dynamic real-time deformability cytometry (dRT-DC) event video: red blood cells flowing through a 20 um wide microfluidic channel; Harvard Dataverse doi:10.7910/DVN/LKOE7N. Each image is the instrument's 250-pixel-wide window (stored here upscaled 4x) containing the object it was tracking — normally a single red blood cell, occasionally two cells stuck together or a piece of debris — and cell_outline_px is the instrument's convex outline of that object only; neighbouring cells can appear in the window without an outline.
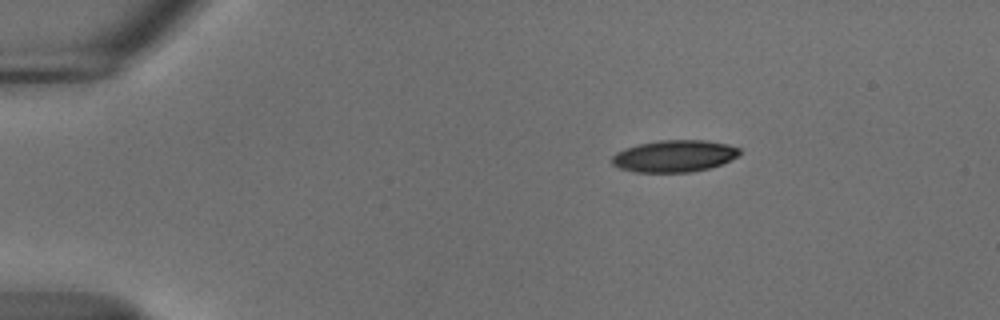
{"species": "common noctule bat (a hibernating species)", "species_latin": "Nyctalus noctula", "temperature_condition": "cold", "stored_images_in_passage": 46, "camera_frame_rate_fps": 3000, "um_per_image_px": 0.085, "animal": {"sex": "male", "body_mass_g": 18.8}, "frame": {"image": 1, "passage_image": 1, "time_ms": 0.0, "image_size_px": [1000, 320], "cell_outline_px": [[740, 156], [732, 160], [708, 168], [692, 172], [636, 172], [620, 168], [612, 164], [612, 156], [616, 152], [624, 148], [636, 144], [660, 140], [704, 140], [728, 144], [740, 148]], "centroid_in_image_um": [57.32, 13.26], "position_along_channel_um": 27.7, "area_um2": 23.87}}
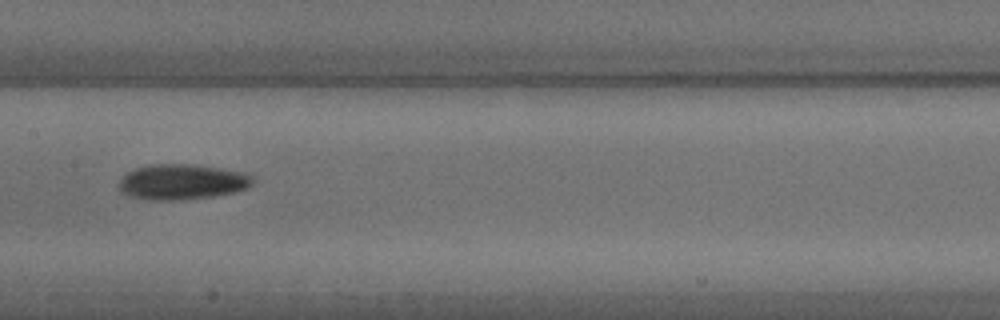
{"frame": {"image": 2, "passage_image": 20, "time_ms": 6.333, "image_size_px": [1000, 320], "cell_outline_px": [[256, 180], [248, 188], [232, 192], [212, 196], [172, 200], [148, 200], [128, 196], [120, 192], [120, 180], [128, 172], [136, 168], [148, 164], [192, 164], [220, 168], [244, 172], [252, 176]], "centroid_in_image_um": [15.47, 15.45], "position_along_channel_um": 191.9, "area_um2": 27.57}}
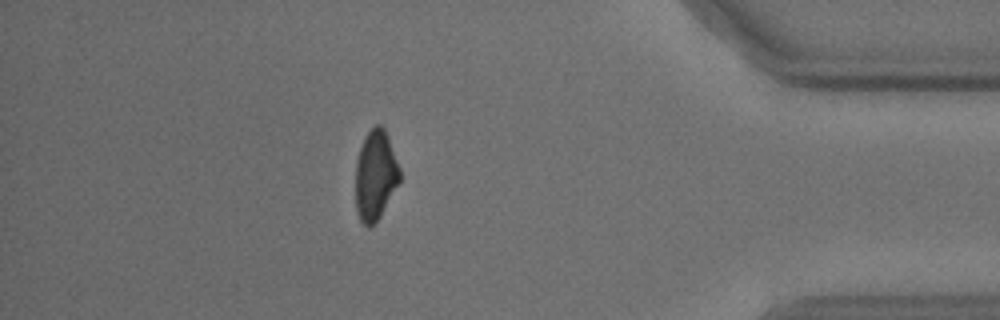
{"frame": {"image": 3, "passage_image": 40, "time_ms": 13.0, "image_size_px": [1000, 320], "cell_outline_px": [[400, 180], [380, 216], [368, 228], [360, 220], [356, 212], [356, 160], [364, 136], [376, 124], [380, 124], [384, 128], [400, 168]], "centroid_in_image_um": [31.9, 14.89], "position_along_channel_um": 403.3, "area_um2": 22.89}, "authors_computed_cell_mechanics": {"area_um2": 25.4031, "velocity_mm_per_s": 3.7072, "shape_relaxation_time_tau1_ms": 4.8181, "shape_relaxation_time_tau2_ms": null, "deformation_change_tau1": 0.1322, "deformation_change_tau2": null}}